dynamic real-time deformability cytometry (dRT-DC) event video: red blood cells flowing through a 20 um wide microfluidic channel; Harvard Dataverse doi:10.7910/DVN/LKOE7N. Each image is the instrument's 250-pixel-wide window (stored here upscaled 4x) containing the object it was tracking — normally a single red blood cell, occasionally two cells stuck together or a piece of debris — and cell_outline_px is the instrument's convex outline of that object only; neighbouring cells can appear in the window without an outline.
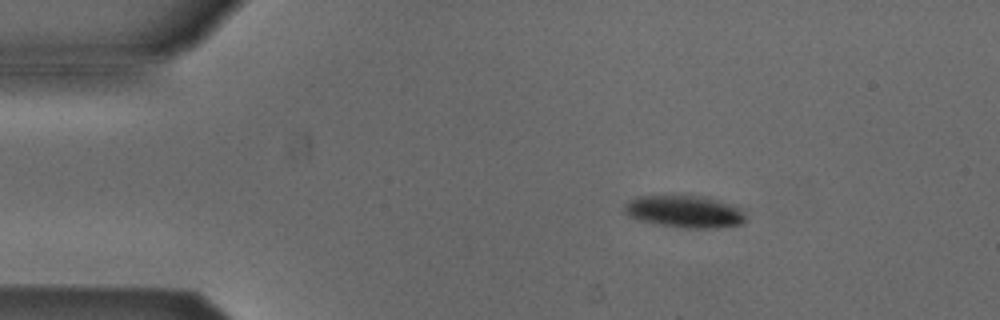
{"species": "Egyptian fruit bat (a non-hibernating species)", "species_latin": "Rousettus aegyptiacus", "temperature_condition": "cold", "stored_images_in_passage": 45, "camera_frame_rate_fps": 3000, "um_per_image_px": 0.085, "animal": {"sex": "male"}, "frame": {"image": 1, "passage_image": 1, "time_ms": 0.0, "image_size_px": [1000, 320], "cell_outline_px": [[748, 220], [744, 224], [716, 228], [684, 228], [660, 224], [640, 220], [628, 216], [624, 212], [624, 204], [628, 200], [636, 196], [704, 196], [740, 208], [744, 212]], "centroid_in_image_um": [58.21, 17.99], "position_along_channel_um": 26.8, "area_um2": 22.77}}
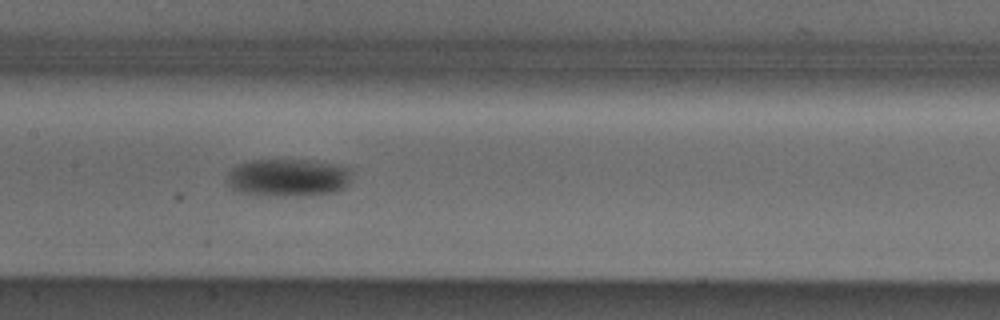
{"frame": {"image": 2, "passage_image": 18, "time_ms": 5.667, "image_size_px": [1000, 320], "cell_outline_px": [[352, 168], [348, 184], [344, 188], [336, 192], [304, 196], [280, 196], [240, 192], [232, 188], [224, 180], [232, 168], [240, 164], [256, 160], [304, 160]], "centroid_in_image_um": [24.49, 15.11], "position_along_channel_um": 182.9, "area_um2": 27.22}}
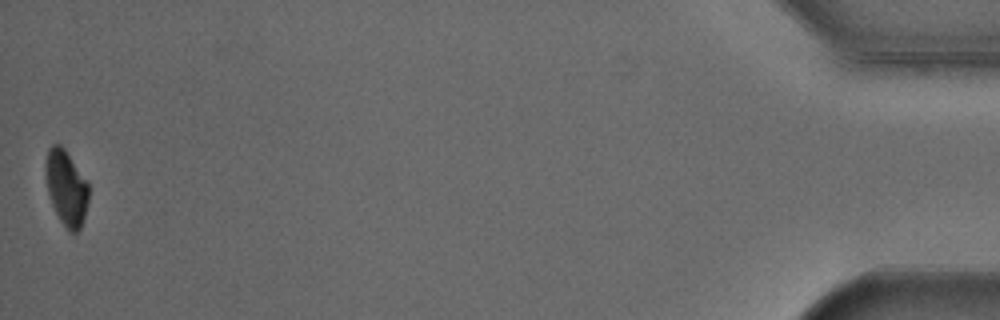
{"frame": {"image": 3, "passage_image": 45, "time_ms": 14.667, "image_size_px": [1000, 320], "cell_outline_px": [[88, 200], [84, 216], [80, 228], [76, 232], [68, 232], [60, 220], [52, 204], [48, 192], [44, 172], [44, 164], [48, 148], [52, 144], [60, 144], [64, 148], [88, 184]], "centroid_in_image_um": [5.59, 15.95], "position_along_channel_um": 429.6, "area_um2": 18.73}, "authors_computed_cell_mechanics": {"area_um2": 23.8136, "velocity_mm_per_s": 3.8554, "shape_relaxation_time_tau1_ms": 2.1731, "shape_relaxation_time_tau2_ms": null, "deformation_change_tau1": 0.07, "deformation_change_tau2": null}}